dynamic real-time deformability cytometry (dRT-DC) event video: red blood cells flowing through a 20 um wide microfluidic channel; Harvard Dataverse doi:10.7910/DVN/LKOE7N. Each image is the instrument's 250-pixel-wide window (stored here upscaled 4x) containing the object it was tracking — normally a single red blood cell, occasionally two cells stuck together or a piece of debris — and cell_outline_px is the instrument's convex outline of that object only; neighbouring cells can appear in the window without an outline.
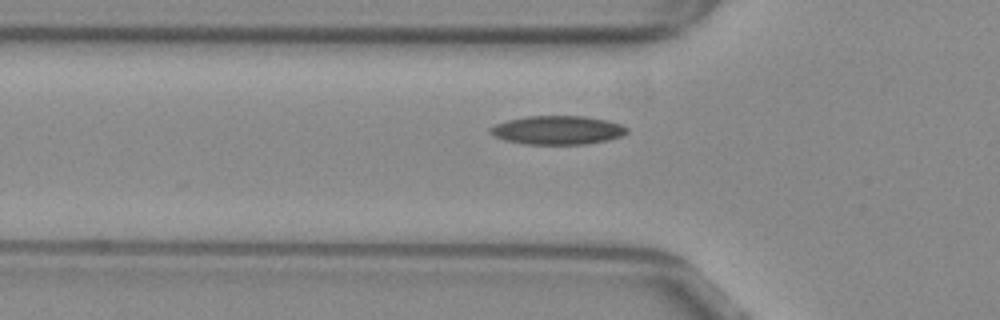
{"species": "common noctule bat (a hibernating species)", "species_latin": "Nyctalus noctula", "temperature_condition": "warm", "stored_images_in_passage": 14, "camera_frame_rate_fps": 3000, "um_per_image_px": 0.085, "animal": {"sex": "female", "body_mass_g": 29.2, "forearm_length_mm": 56.3}, "frame": {"image": 1, "passage_image": 6, "time_ms": 1.667, "image_size_px": [1000, 320], "cell_outline_px": [[628, 132], [620, 136], [608, 140], [584, 144], [524, 144], [504, 140], [492, 136], [488, 132], [488, 128], [496, 124], [508, 120], [528, 116], [584, 116], [608, 120], [620, 124], [628, 128]], "centroid_in_image_um": [47.36, 11.06], "position_along_channel_um": 78.4, "area_um2": 22.95}}
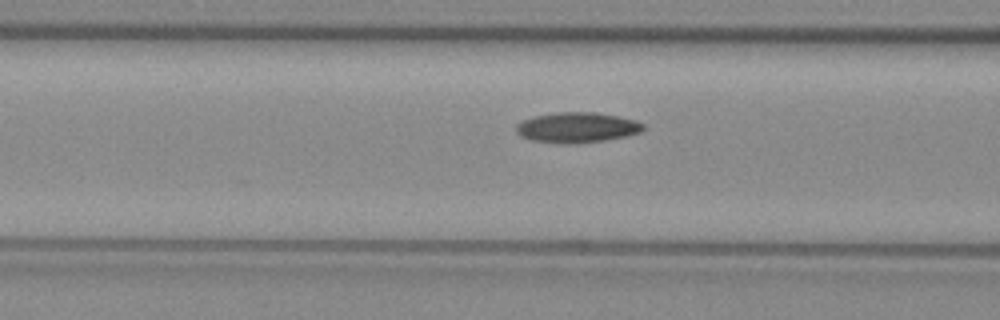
{"frame": {"image": 2, "passage_image": 9, "time_ms": 2.667, "image_size_px": [1000, 320], "cell_outline_px": [[644, 128], [640, 132], [624, 136], [604, 140], [532, 140], [520, 136], [516, 132], [516, 124], [524, 120], [536, 116], [556, 112], [596, 112], [636, 120], [644, 124]], "centroid_in_image_um": [49.07, 10.77], "position_along_channel_um": 117.5, "area_um2": 21.15}}
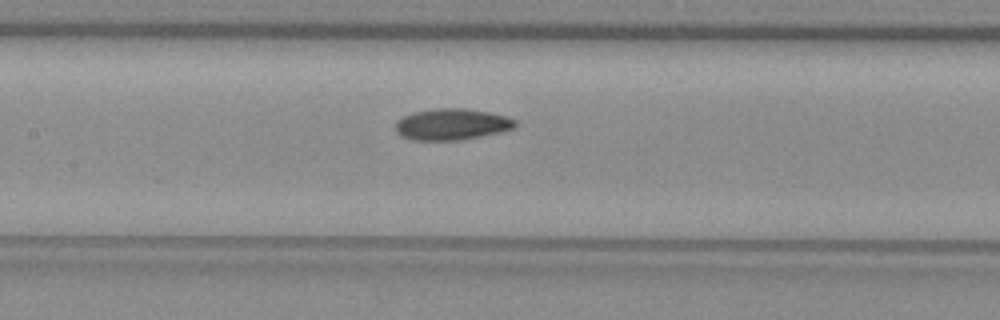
{"frame": {"image": 3, "passage_image": 13, "time_ms": 4.0, "image_size_px": [1000, 320], "cell_outline_px": [[516, 124], [512, 128], [496, 132], [460, 140], [416, 140], [404, 136], [396, 132], [396, 120], [412, 112], [436, 108], [464, 108], [492, 112], [516, 120]], "centroid_in_image_um": [38.37, 10.54], "position_along_channel_um": 169.0, "area_um2": 21.56}}